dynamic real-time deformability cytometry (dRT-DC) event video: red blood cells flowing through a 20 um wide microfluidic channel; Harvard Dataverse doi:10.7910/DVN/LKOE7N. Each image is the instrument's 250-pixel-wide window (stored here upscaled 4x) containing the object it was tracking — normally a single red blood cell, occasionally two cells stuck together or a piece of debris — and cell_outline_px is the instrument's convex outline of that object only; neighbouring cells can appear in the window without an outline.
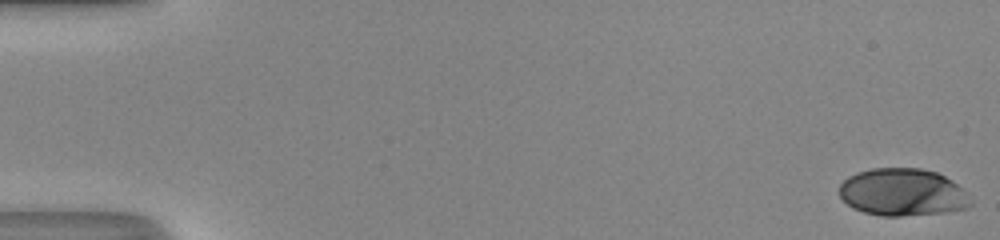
{"species": "human", "species_latin": "Homo sapiens", "temperature_condition": "room temperature", "stored_images_in_passage": 51, "camera_frame_rate_fps": 3000, "um_per_image_px": 0.085, "donor": {"sex": "male"}, "frame": {"image": 1, "passage_image": 1, "time_ms": 0.0, "image_size_px": [1000, 240], "cell_outline_px": [[972, 204], [968, 208], [944, 212], [900, 216], [880, 216], [864, 212], [852, 208], [840, 196], [840, 184], [848, 176], [856, 172], [872, 168], [920, 168], [936, 172], [952, 180], [972, 200]], "centroid_in_image_um": [76.7, 16.34], "position_along_channel_um": 8.3, "area_um2": 36.24}}
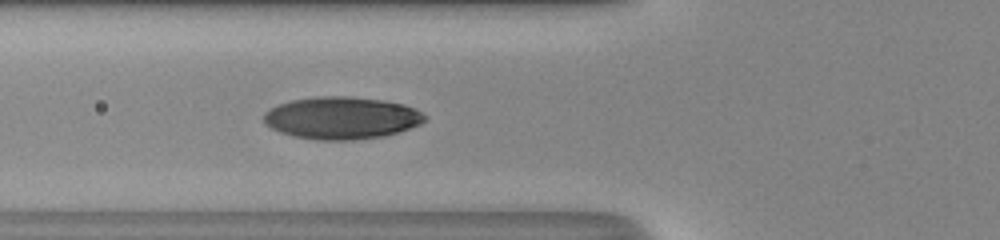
{"frame": {"image": 2, "passage_image": 20, "time_ms": 6.333, "image_size_px": [1000, 240], "cell_outline_px": [[428, 120], [420, 124], [384, 136], [352, 140], [316, 140], [292, 136], [280, 132], [264, 124], [264, 112], [268, 108], [276, 104], [292, 100], [316, 96], [348, 96], [384, 100], [404, 104], [416, 108], [428, 116]], "centroid_in_image_um": [29.03, 10.01], "position_along_channel_um": 96.8, "area_um2": 40.11}}
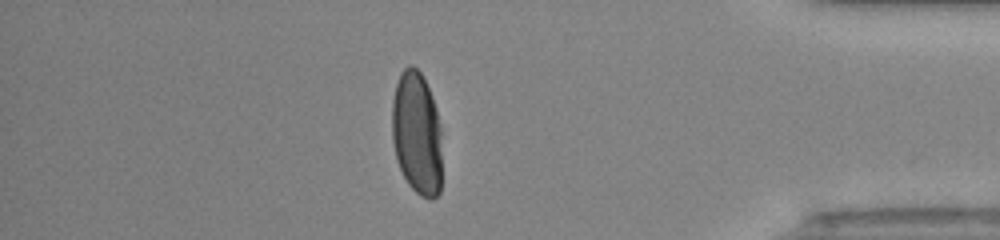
{"frame": {"image": 3, "passage_image": 44, "time_ms": 14.333, "image_size_px": [1000, 240], "cell_outline_px": [[440, 192], [432, 200], [428, 200], [420, 196], [408, 184], [396, 160], [392, 140], [392, 100], [396, 84], [400, 72], [408, 64], [412, 64], [420, 72], [432, 96], [436, 108], [440, 124]], "centroid_in_image_um": [35.41, 11.33], "position_along_channel_um": 399.8, "area_um2": 36.07}, "authors_computed_cell_mechanics": {"area_um2": 37.8012, "velocity_mm_per_s": 4.198, "shape_relaxation_time_tau1_ms": 3.9404, "shape_relaxation_time_tau2_ms": null, "deformation_change_tau1": 0.2128, "deformation_change_tau2": null}}